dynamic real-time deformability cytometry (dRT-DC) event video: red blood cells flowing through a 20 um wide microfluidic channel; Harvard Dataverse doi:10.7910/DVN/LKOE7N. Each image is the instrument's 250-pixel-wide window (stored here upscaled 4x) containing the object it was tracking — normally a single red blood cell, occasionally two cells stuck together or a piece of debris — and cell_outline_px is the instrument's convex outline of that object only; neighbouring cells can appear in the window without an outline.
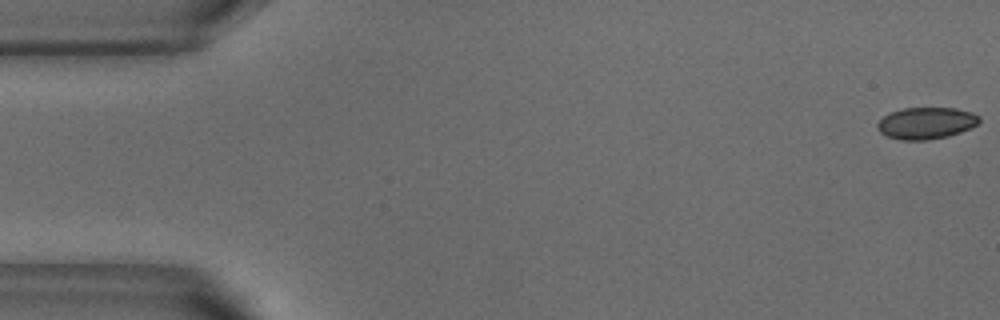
{"species": "common noctule bat (a hibernating species)", "species_latin": "Nyctalus noctula", "temperature_condition": "warm", "stored_images_in_passage": 41, "camera_frame_rate_fps": 3000, "um_per_image_px": 0.085, "animal": {"sex": "male", "body_mass_g": 18.8}, "frame": {"image": 1, "passage_image": 1, "time_ms": 0.0, "image_size_px": [1000, 320], "cell_outline_px": [[980, 120], [972, 128], [948, 136], [928, 140], [900, 140], [888, 136], [880, 132], [876, 128], [876, 124], [888, 112], [904, 108], [956, 108], [972, 112], [980, 116]], "centroid_in_image_um": [78.72, 10.46], "position_along_channel_um": 6.3, "area_um2": 18.96}}
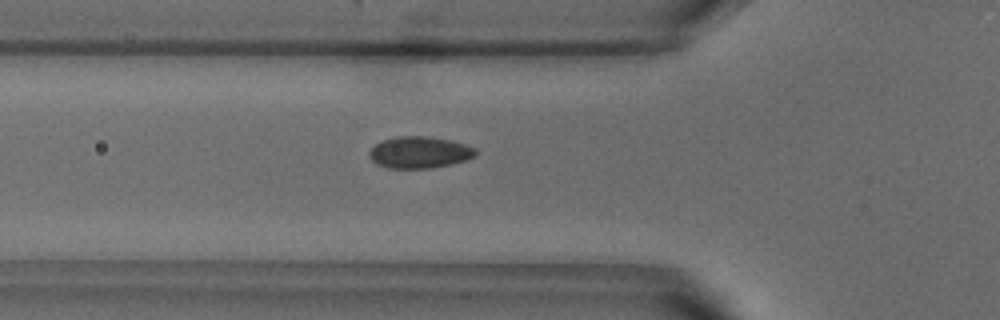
{"frame": {"image": 2, "passage_image": 18, "time_ms": 5.667, "image_size_px": [1000, 320], "cell_outline_px": [[476, 156], [468, 160], [452, 164], [432, 168], [388, 168], [376, 164], [368, 156], [368, 152], [380, 140], [396, 136], [428, 136], [452, 140], [476, 148]], "centroid_in_image_um": [35.66, 12.95], "position_along_channel_um": 90.1, "area_um2": 19.94}}
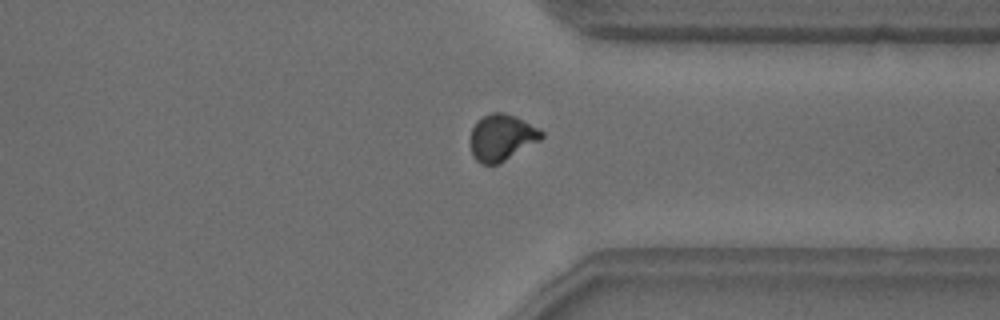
{"frame": {"image": 3, "passage_image": 40, "time_ms": 13.0, "image_size_px": [1000, 320], "cell_outline_px": [[544, 136], [540, 140], [500, 164], [480, 164], [472, 156], [472, 128], [484, 116], [492, 112], [504, 112], [516, 116], [544, 132]], "centroid_in_image_um": [42.67, 11.7], "position_along_channel_um": 368.7, "area_um2": 19.02}}